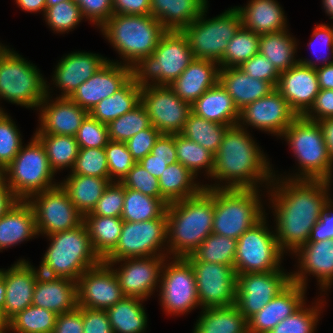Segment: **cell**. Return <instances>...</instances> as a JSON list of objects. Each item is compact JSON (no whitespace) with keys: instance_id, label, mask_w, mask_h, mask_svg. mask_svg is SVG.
<instances>
[{"instance_id":"6da1fadb","label":"cell","mask_w":333,"mask_h":333,"mask_svg":"<svg viewBox=\"0 0 333 333\" xmlns=\"http://www.w3.org/2000/svg\"><path fill=\"white\" fill-rule=\"evenodd\" d=\"M275 178L272 180L273 199L270 198L275 209V235L282 252L288 249L295 253L308 242L312 228L319 221L324 205L330 199L327 194L331 182Z\"/></svg>"},{"instance_id":"7a4b0ae2","label":"cell","mask_w":333,"mask_h":333,"mask_svg":"<svg viewBox=\"0 0 333 333\" xmlns=\"http://www.w3.org/2000/svg\"><path fill=\"white\" fill-rule=\"evenodd\" d=\"M251 138L241 124L227 128L219 150L214 155L211 178L224 180L228 185H206L205 188L257 189L258 182L262 184L266 181V185H271L275 176L271 172L273 170L259 146Z\"/></svg>"},{"instance_id":"3957f363","label":"cell","mask_w":333,"mask_h":333,"mask_svg":"<svg viewBox=\"0 0 333 333\" xmlns=\"http://www.w3.org/2000/svg\"><path fill=\"white\" fill-rule=\"evenodd\" d=\"M167 243L173 258L190 256L212 233L214 189L204 188L195 196L166 207Z\"/></svg>"},{"instance_id":"277c9868","label":"cell","mask_w":333,"mask_h":333,"mask_svg":"<svg viewBox=\"0 0 333 333\" xmlns=\"http://www.w3.org/2000/svg\"><path fill=\"white\" fill-rule=\"evenodd\" d=\"M48 236L51 244L40 264L42 275L77 282L87 269L102 261L92 247L84 222L76 228Z\"/></svg>"},{"instance_id":"5b68a950","label":"cell","mask_w":333,"mask_h":333,"mask_svg":"<svg viewBox=\"0 0 333 333\" xmlns=\"http://www.w3.org/2000/svg\"><path fill=\"white\" fill-rule=\"evenodd\" d=\"M100 28L130 67L141 58L152 55L167 32L160 21L150 14L114 13Z\"/></svg>"},{"instance_id":"8992f818","label":"cell","mask_w":333,"mask_h":333,"mask_svg":"<svg viewBox=\"0 0 333 333\" xmlns=\"http://www.w3.org/2000/svg\"><path fill=\"white\" fill-rule=\"evenodd\" d=\"M193 53L182 31H167L152 55L141 58L132 66V77L142 88L169 86L193 61ZM152 80V82H149Z\"/></svg>"},{"instance_id":"52a82bcc","label":"cell","mask_w":333,"mask_h":333,"mask_svg":"<svg viewBox=\"0 0 333 333\" xmlns=\"http://www.w3.org/2000/svg\"><path fill=\"white\" fill-rule=\"evenodd\" d=\"M257 189L215 188L212 233L238 239L265 217Z\"/></svg>"},{"instance_id":"ba28073f","label":"cell","mask_w":333,"mask_h":333,"mask_svg":"<svg viewBox=\"0 0 333 333\" xmlns=\"http://www.w3.org/2000/svg\"><path fill=\"white\" fill-rule=\"evenodd\" d=\"M282 136L287 139L302 170L299 172L301 176L297 174L290 179L331 181L333 160L318 122L298 116Z\"/></svg>"},{"instance_id":"9c48e42d","label":"cell","mask_w":333,"mask_h":333,"mask_svg":"<svg viewBox=\"0 0 333 333\" xmlns=\"http://www.w3.org/2000/svg\"><path fill=\"white\" fill-rule=\"evenodd\" d=\"M0 175L18 200H28L34 194L59 185L52 182L55 172L49 165L45 147L35 135Z\"/></svg>"},{"instance_id":"30bf717a","label":"cell","mask_w":333,"mask_h":333,"mask_svg":"<svg viewBox=\"0 0 333 333\" xmlns=\"http://www.w3.org/2000/svg\"><path fill=\"white\" fill-rule=\"evenodd\" d=\"M38 70L18 53L6 49L0 54V98L38 108L46 97L47 85Z\"/></svg>"},{"instance_id":"8fae6325","label":"cell","mask_w":333,"mask_h":333,"mask_svg":"<svg viewBox=\"0 0 333 333\" xmlns=\"http://www.w3.org/2000/svg\"><path fill=\"white\" fill-rule=\"evenodd\" d=\"M206 8L190 25L182 30L194 59H209L220 63L228 42L242 26L235 7L212 19H204Z\"/></svg>"},{"instance_id":"7c38bea8","label":"cell","mask_w":333,"mask_h":333,"mask_svg":"<svg viewBox=\"0 0 333 333\" xmlns=\"http://www.w3.org/2000/svg\"><path fill=\"white\" fill-rule=\"evenodd\" d=\"M265 219L237 239L234 262L236 275L281 268L279 264L284 253L280 250L275 233L267 228Z\"/></svg>"},{"instance_id":"4fadbf2b","label":"cell","mask_w":333,"mask_h":333,"mask_svg":"<svg viewBox=\"0 0 333 333\" xmlns=\"http://www.w3.org/2000/svg\"><path fill=\"white\" fill-rule=\"evenodd\" d=\"M166 239V211L159 218L148 221H123L117 245L103 261H116L125 258L137 257L166 256V253H160V251H162L163 243L167 241Z\"/></svg>"},{"instance_id":"5bb4252c","label":"cell","mask_w":333,"mask_h":333,"mask_svg":"<svg viewBox=\"0 0 333 333\" xmlns=\"http://www.w3.org/2000/svg\"><path fill=\"white\" fill-rule=\"evenodd\" d=\"M27 201L34 211L38 235L70 230L83 222V216L60 184L32 195Z\"/></svg>"},{"instance_id":"9a60e30c","label":"cell","mask_w":333,"mask_h":333,"mask_svg":"<svg viewBox=\"0 0 333 333\" xmlns=\"http://www.w3.org/2000/svg\"><path fill=\"white\" fill-rule=\"evenodd\" d=\"M161 271L160 301L166 313L185 314L199 306L195 273L185 258H174Z\"/></svg>"},{"instance_id":"2e32d148","label":"cell","mask_w":333,"mask_h":333,"mask_svg":"<svg viewBox=\"0 0 333 333\" xmlns=\"http://www.w3.org/2000/svg\"><path fill=\"white\" fill-rule=\"evenodd\" d=\"M141 104L151 124L162 134H179L191 113V105L166 85L142 87Z\"/></svg>"},{"instance_id":"e0dca14e","label":"cell","mask_w":333,"mask_h":333,"mask_svg":"<svg viewBox=\"0 0 333 333\" xmlns=\"http://www.w3.org/2000/svg\"><path fill=\"white\" fill-rule=\"evenodd\" d=\"M282 269L237 275L236 307L249 320L292 281Z\"/></svg>"},{"instance_id":"ac0fdd59","label":"cell","mask_w":333,"mask_h":333,"mask_svg":"<svg viewBox=\"0 0 333 333\" xmlns=\"http://www.w3.org/2000/svg\"><path fill=\"white\" fill-rule=\"evenodd\" d=\"M188 262L195 273L197 295L202 309L227 307L236 303L237 275L234 267L213 262Z\"/></svg>"},{"instance_id":"d6986e66","label":"cell","mask_w":333,"mask_h":333,"mask_svg":"<svg viewBox=\"0 0 333 333\" xmlns=\"http://www.w3.org/2000/svg\"><path fill=\"white\" fill-rule=\"evenodd\" d=\"M124 297L112 267L103 260L77 280L78 307L106 310Z\"/></svg>"},{"instance_id":"ffe728a7","label":"cell","mask_w":333,"mask_h":333,"mask_svg":"<svg viewBox=\"0 0 333 333\" xmlns=\"http://www.w3.org/2000/svg\"><path fill=\"white\" fill-rule=\"evenodd\" d=\"M167 256L125 258L116 261H104L111 267L124 262L119 269H113L124 296L147 299L160 282L161 271ZM127 260V261H126Z\"/></svg>"},{"instance_id":"44dd1931","label":"cell","mask_w":333,"mask_h":333,"mask_svg":"<svg viewBox=\"0 0 333 333\" xmlns=\"http://www.w3.org/2000/svg\"><path fill=\"white\" fill-rule=\"evenodd\" d=\"M317 67L312 60L300 59L297 65L279 75L276 89L297 116H303L310 109L320 91Z\"/></svg>"},{"instance_id":"7402d4cb","label":"cell","mask_w":333,"mask_h":333,"mask_svg":"<svg viewBox=\"0 0 333 333\" xmlns=\"http://www.w3.org/2000/svg\"><path fill=\"white\" fill-rule=\"evenodd\" d=\"M297 117L287 100L277 89H274L269 95L243 107L239 111L237 124L246 123L281 137Z\"/></svg>"},{"instance_id":"603a6c76","label":"cell","mask_w":333,"mask_h":333,"mask_svg":"<svg viewBox=\"0 0 333 333\" xmlns=\"http://www.w3.org/2000/svg\"><path fill=\"white\" fill-rule=\"evenodd\" d=\"M132 77V67L108 60L69 97L90 112L100 101L112 96Z\"/></svg>"},{"instance_id":"cb8c5ba5","label":"cell","mask_w":333,"mask_h":333,"mask_svg":"<svg viewBox=\"0 0 333 333\" xmlns=\"http://www.w3.org/2000/svg\"><path fill=\"white\" fill-rule=\"evenodd\" d=\"M39 269L35 270L28 261L19 260L10 269L3 270L6 287L2 319L9 322L14 316L32 305V298Z\"/></svg>"},{"instance_id":"d4e9b609","label":"cell","mask_w":333,"mask_h":333,"mask_svg":"<svg viewBox=\"0 0 333 333\" xmlns=\"http://www.w3.org/2000/svg\"><path fill=\"white\" fill-rule=\"evenodd\" d=\"M49 86L46 85V97L40 103L41 127L35 134H57L73 136L77 134L83 120L89 114L69 97H57L49 103Z\"/></svg>"},{"instance_id":"484cf974","label":"cell","mask_w":333,"mask_h":333,"mask_svg":"<svg viewBox=\"0 0 333 333\" xmlns=\"http://www.w3.org/2000/svg\"><path fill=\"white\" fill-rule=\"evenodd\" d=\"M295 254L300 257V271L291 273L292 282L306 288L308 273L319 279L321 290L331 286L333 283V239L307 242Z\"/></svg>"},{"instance_id":"4316f807","label":"cell","mask_w":333,"mask_h":333,"mask_svg":"<svg viewBox=\"0 0 333 333\" xmlns=\"http://www.w3.org/2000/svg\"><path fill=\"white\" fill-rule=\"evenodd\" d=\"M305 290L301 285L291 282L248 320V333H268L279 322L293 315L305 304Z\"/></svg>"},{"instance_id":"83f0119b","label":"cell","mask_w":333,"mask_h":333,"mask_svg":"<svg viewBox=\"0 0 333 333\" xmlns=\"http://www.w3.org/2000/svg\"><path fill=\"white\" fill-rule=\"evenodd\" d=\"M98 54L74 52L63 57L54 71L53 81L63 92L61 97H70L74 91L87 81L106 62Z\"/></svg>"},{"instance_id":"f1b7e54d","label":"cell","mask_w":333,"mask_h":333,"mask_svg":"<svg viewBox=\"0 0 333 333\" xmlns=\"http://www.w3.org/2000/svg\"><path fill=\"white\" fill-rule=\"evenodd\" d=\"M32 305L57 315L74 310L77 305V282L58 277L38 275Z\"/></svg>"},{"instance_id":"f546056e","label":"cell","mask_w":333,"mask_h":333,"mask_svg":"<svg viewBox=\"0 0 333 333\" xmlns=\"http://www.w3.org/2000/svg\"><path fill=\"white\" fill-rule=\"evenodd\" d=\"M219 63L209 59H193L169 86L183 101L192 105L204 92L219 81Z\"/></svg>"},{"instance_id":"4dcf8cb0","label":"cell","mask_w":333,"mask_h":333,"mask_svg":"<svg viewBox=\"0 0 333 333\" xmlns=\"http://www.w3.org/2000/svg\"><path fill=\"white\" fill-rule=\"evenodd\" d=\"M218 82L231 96L239 111L276 89L271 83L253 78L238 67L220 68Z\"/></svg>"},{"instance_id":"1f68e13d","label":"cell","mask_w":333,"mask_h":333,"mask_svg":"<svg viewBox=\"0 0 333 333\" xmlns=\"http://www.w3.org/2000/svg\"><path fill=\"white\" fill-rule=\"evenodd\" d=\"M207 0H150V15L167 31H182L207 8Z\"/></svg>"},{"instance_id":"d6a6232c","label":"cell","mask_w":333,"mask_h":333,"mask_svg":"<svg viewBox=\"0 0 333 333\" xmlns=\"http://www.w3.org/2000/svg\"><path fill=\"white\" fill-rule=\"evenodd\" d=\"M38 235L35 215L27 200H18L0 218V251Z\"/></svg>"},{"instance_id":"836d02e7","label":"cell","mask_w":333,"mask_h":333,"mask_svg":"<svg viewBox=\"0 0 333 333\" xmlns=\"http://www.w3.org/2000/svg\"><path fill=\"white\" fill-rule=\"evenodd\" d=\"M242 27L262 35L287 30L286 18L275 0H251L246 7H235Z\"/></svg>"},{"instance_id":"e575fe53","label":"cell","mask_w":333,"mask_h":333,"mask_svg":"<svg viewBox=\"0 0 333 333\" xmlns=\"http://www.w3.org/2000/svg\"><path fill=\"white\" fill-rule=\"evenodd\" d=\"M191 112L208 121L227 126L236 125L239 120L238 108L219 82L191 105Z\"/></svg>"},{"instance_id":"d590c367","label":"cell","mask_w":333,"mask_h":333,"mask_svg":"<svg viewBox=\"0 0 333 333\" xmlns=\"http://www.w3.org/2000/svg\"><path fill=\"white\" fill-rule=\"evenodd\" d=\"M110 182L112 181L109 178L70 174L64 182L59 184L67 192L78 212L84 217L91 213Z\"/></svg>"},{"instance_id":"8d00e7d4","label":"cell","mask_w":333,"mask_h":333,"mask_svg":"<svg viewBox=\"0 0 333 333\" xmlns=\"http://www.w3.org/2000/svg\"><path fill=\"white\" fill-rule=\"evenodd\" d=\"M193 333H248V320L235 304L202 310Z\"/></svg>"},{"instance_id":"74e56055","label":"cell","mask_w":333,"mask_h":333,"mask_svg":"<svg viewBox=\"0 0 333 333\" xmlns=\"http://www.w3.org/2000/svg\"><path fill=\"white\" fill-rule=\"evenodd\" d=\"M141 103V87L131 77L112 96L100 101L89 114L99 122L108 124Z\"/></svg>"},{"instance_id":"f35d334b","label":"cell","mask_w":333,"mask_h":333,"mask_svg":"<svg viewBox=\"0 0 333 333\" xmlns=\"http://www.w3.org/2000/svg\"><path fill=\"white\" fill-rule=\"evenodd\" d=\"M195 176L180 162L168 165L158 178L162 197L173 203L197 195L205 186L195 183Z\"/></svg>"},{"instance_id":"ab89813d","label":"cell","mask_w":333,"mask_h":333,"mask_svg":"<svg viewBox=\"0 0 333 333\" xmlns=\"http://www.w3.org/2000/svg\"><path fill=\"white\" fill-rule=\"evenodd\" d=\"M83 222L87 227L95 253L101 260H104L117 245L123 219L121 217L85 215Z\"/></svg>"},{"instance_id":"60d3db41","label":"cell","mask_w":333,"mask_h":333,"mask_svg":"<svg viewBox=\"0 0 333 333\" xmlns=\"http://www.w3.org/2000/svg\"><path fill=\"white\" fill-rule=\"evenodd\" d=\"M142 301L137 297L124 296L105 310L113 333H144L147 316Z\"/></svg>"},{"instance_id":"b9f144b4","label":"cell","mask_w":333,"mask_h":333,"mask_svg":"<svg viewBox=\"0 0 333 333\" xmlns=\"http://www.w3.org/2000/svg\"><path fill=\"white\" fill-rule=\"evenodd\" d=\"M287 32L282 30L260 35L258 53L268 58L279 73L299 63V59L294 58L296 41Z\"/></svg>"},{"instance_id":"7bdbcfd3","label":"cell","mask_w":333,"mask_h":333,"mask_svg":"<svg viewBox=\"0 0 333 333\" xmlns=\"http://www.w3.org/2000/svg\"><path fill=\"white\" fill-rule=\"evenodd\" d=\"M228 127L224 124L208 121L191 112L179 134L198 143L215 155Z\"/></svg>"},{"instance_id":"ee69618b","label":"cell","mask_w":333,"mask_h":333,"mask_svg":"<svg viewBox=\"0 0 333 333\" xmlns=\"http://www.w3.org/2000/svg\"><path fill=\"white\" fill-rule=\"evenodd\" d=\"M46 149L49 165L56 171L65 167L73 169L79 145L73 136L57 134H34Z\"/></svg>"},{"instance_id":"f6af8a7d","label":"cell","mask_w":333,"mask_h":333,"mask_svg":"<svg viewBox=\"0 0 333 333\" xmlns=\"http://www.w3.org/2000/svg\"><path fill=\"white\" fill-rule=\"evenodd\" d=\"M237 240L227 236L211 233L190 255L187 261L220 263L234 267Z\"/></svg>"},{"instance_id":"bcb514c9","label":"cell","mask_w":333,"mask_h":333,"mask_svg":"<svg viewBox=\"0 0 333 333\" xmlns=\"http://www.w3.org/2000/svg\"><path fill=\"white\" fill-rule=\"evenodd\" d=\"M166 207L158 198L125 188L121 218L128 222L148 221L159 218L166 211Z\"/></svg>"},{"instance_id":"7dc6e473","label":"cell","mask_w":333,"mask_h":333,"mask_svg":"<svg viewBox=\"0 0 333 333\" xmlns=\"http://www.w3.org/2000/svg\"><path fill=\"white\" fill-rule=\"evenodd\" d=\"M260 35L252 30L240 27L228 46L219 63L220 68L239 67L243 62L249 60L259 51Z\"/></svg>"},{"instance_id":"c3c4849f","label":"cell","mask_w":333,"mask_h":333,"mask_svg":"<svg viewBox=\"0 0 333 333\" xmlns=\"http://www.w3.org/2000/svg\"><path fill=\"white\" fill-rule=\"evenodd\" d=\"M174 141L178 162L196 176L201 168H207L205 170L207 175L212 176L214 170L213 153L181 134H174Z\"/></svg>"},{"instance_id":"681fc988","label":"cell","mask_w":333,"mask_h":333,"mask_svg":"<svg viewBox=\"0 0 333 333\" xmlns=\"http://www.w3.org/2000/svg\"><path fill=\"white\" fill-rule=\"evenodd\" d=\"M57 316L53 311L30 305L14 316L9 325L14 333H52Z\"/></svg>"},{"instance_id":"f907efd6","label":"cell","mask_w":333,"mask_h":333,"mask_svg":"<svg viewBox=\"0 0 333 333\" xmlns=\"http://www.w3.org/2000/svg\"><path fill=\"white\" fill-rule=\"evenodd\" d=\"M151 126L150 118L141 103L107 124L109 139L125 143L135 134Z\"/></svg>"},{"instance_id":"816d5d0a","label":"cell","mask_w":333,"mask_h":333,"mask_svg":"<svg viewBox=\"0 0 333 333\" xmlns=\"http://www.w3.org/2000/svg\"><path fill=\"white\" fill-rule=\"evenodd\" d=\"M71 174L109 178L105 148L79 149Z\"/></svg>"},{"instance_id":"f5cc1de1","label":"cell","mask_w":333,"mask_h":333,"mask_svg":"<svg viewBox=\"0 0 333 333\" xmlns=\"http://www.w3.org/2000/svg\"><path fill=\"white\" fill-rule=\"evenodd\" d=\"M44 15L47 24L58 33L74 29L83 19L80 7L74 0L47 6Z\"/></svg>"},{"instance_id":"db71d44e","label":"cell","mask_w":333,"mask_h":333,"mask_svg":"<svg viewBox=\"0 0 333 333\" xmlns=\"http://www.w3.org/2000/svg\"><path fill=\"white\" fill-rule=\"evenodd\" d=\"M17 126L4 111L0 114V173L13 161L22 147Z\"/></svg>"},{"instance_id":"11a10c76","label":"cell","mask_w":333,"mask_h":333,"mask_svg":"<svg viewBox=\"0 0 333 333\" xmlns=\"http://www.w3.org/2000/svg\"><path fill=\"white\" fill-rule=\"evenodd\" d=\"M305 304L293 315L279 322L268 333H314L318 322L319 310L322 307H304Z\"/></svg>"},{"instance_id":"9f6ffc18","label":"cell","mask_w":333,"mask_h":333,"mask_svg":"<svg viewBox=\"0 0 333 333\" xmlns=\"http://www.w3.org/2000/svg\"><path fill=\"white\" fill-rule=\"evenodd\" d=\"M120 183L125 188L140 191L144 195L160 199L166 206L169 204L161 195L158 178L151 175L140 163L134 166L123 177Z\"/></svg>"},{"instance_id":"6f0895ef","label":"cell","mask_w":333,"mask_h":333,"mask_svg":"<svg viewBox=\"0 0 333 333\" xmlns=\"http://www.w3.org/2000/svg\"><path fill=\"white\" fill-rule=\"evenodd\" d=\"M106 151L109 179L120 182L136 163L125 142L109 141L104 147ZM115 176V177H114Z\"/></svg>"},{"instance_id":"680465c9","label":"cell","mask_w":333,"mask_h":333,"mask_svg":"<svg viewBox=\"0 0 333 333\" xmlns=\"http://www.w3.org/2000/svg\"><path fill=\"white\" fill-rule=\"evenodd\" d=\"M75 139L80 149L104 148L110 141L107 124L99 122L88 114L78 129Z\"/></svg>"},{"instance_id":"91938a15","label":"cell","mask_w":333,"mask_h":333,"mask_svg":"<svg viewBox=\"0 0 333 333\" xmlns=\"http://www.w3.org/2000/svg\"><path fill=\"white\" fill-rule=\"evenodd\" d=\"M124 197L125 187L120 182L112 181L104 190L91 213L86 215L121 217Z\"/></svg>"},{"instance_id":"94428289","label":"cell","mask_w":333,"mask_h":333,"mask_svg":"<svg viewBox=\"0 0 333 333\" xmlns=\"http://www.w3.org/2000/svg\"><path fill=\"white\" fill-rule=\"evenodd\" d=\"M238 68L253 78L271 83L275 88L278 84L280 73L268 58L259 53L243 62Z\"/></svg>"},{"instance_id":"6125c7cd","label":"cell","mask_w":333,"mask_h":333,"mask_svg":"<svg viewBox=\"0 0 333 333\" xmlns=\"http://www.w3.org/2000/svg\"><path fill=\"white\" fill-rule=\"evenodd\" d=\"M162 133L153 125L135 134L127 142V148L131 153L135 162H139L146 155L151 153V150Z\"/></svg>"},{"instance_id":"be15d7a7","label":"cell","mask_w":333,"mask_h":333,"mask_svg":"<svg viewBox=\"0 0 333 333\" xmlns=\"http://www.w3.org/2000/svg\"><path fill=\"white\" fill-rule=\"evenodd\" d=\"M82 16L101 27L113 14V0H74Z\"/></svg>"},{"instance_id":"e7e4bbea","label":"cell","mask_w":333,"mask_h":333,"mask_svg":"<svg viewBox=\"0 0 333 333\" xmlns=\"http://www.w3.org/2000/svg\"><path fill=\"white\" fill-rule=\"evenodd\" d=\"M314 113H316V115H314ZM303 117L314 122L333 118V89H320L313 105Z\"/></svg>"},{"instance_id":"03108f58","label":"cell","mask_w":333,"mask_h":333,"mask_svg":"<svg viewBox=\"0 0 333 333\" xmlns=\"http://www.w3.org/2000/svg\"><path fill=\"white\" fill-rule=\"evenodd\" d=\"M83 333H113L106 311L83 308Z\"/></svg>"},{"instance_id":"003e7915","label":"cell","mask_w":333,"mask_h":333,"mask_svg":"<svg viewBox=\"0 0 333 333\" xmlns=\"http://www.w3.org/2000/svg\"><path fill=\"white\" fill-rule=\"evenodd\" d=\"M331 199L324 205V210L320 215L319 221L312 228L308 242L333 239V207Z\"/></svg>"},{"instance_id":"a7ac6f4b","label":"cell","mask_w":333,"mask_h":333,"mask_svg":"<svg viewBox=\"0 0 333 333\" xmlns=\"http://www.w3.org/2000/svg\"><path fill=\"white\" fill-rule=\"evenodd\" d=\"M52 333H83V307L58 315Z\"/></svg>"},{"instance_id":"89a4df30","label":"cell","mask_w":333,"mask_h":333,"mask_svg":"<svg viewBox=\"0 0 333 333\" xmlns=\"http://www.w3.org/2000/svg\"><path fill=\"white\" fill-rule=\"evenodd\" d=\"M312 40L310 41V43L308 45H310V47H315L316 46V42H320L321 45L324 46L325 49H327L326 51H328V49H331L330 53L333 55V27H329L328 25L326 24H320V25H317L313 31V34H312ZM316 40V42H315ZM323 48V49H324ZM321 49V50H323ZM312 53L315 55V52L312 50ZM322 55H320L321 57ZM316 58V61H319V59L321 58ZM329 55L328 57L324 56L322 57V66H325L327 64H331L333 63V60L330 61L329 60ZM329 60V61H328ZM328 61V62H327Z\"/></svg>"},{"instance_id":"2644e50d","label":"cell","mask_w":333,"mask_h":333,"mask_svg":"<svg viewBox=\"0 0 333 333\" xmlns=\"http://www.w3.org/2000/svg\"><path fill=\"white\" fill-rule=\"evenodd\" d=\"M114 13L148 15L150 0H113Z\"/></svg>"},{"instance_id":"8c879c8a","label":"cell","mask_w":333,"mask_h":333,"mask_svg":"<svg viewBox=\"0 0 333 333\" xmlns=\"http://www.w3.org/2000/svg\"><path fill=\"white\" fill-rule=\"evenodd\" d=\"M151 154L161 159H177L174 134H161L156 140Z\"/></svg>"},{"instance_id":"753ad0ef","label":"cell","mask_w":333,"mask_h":333,"mask_svg":"<svg viewBox=\"0 0 333 333\" xmlns=\"http://www.w3.org/2000/svg\"><path fill=\"white\" fill-rule=\"evenodd\" d=\"M177 159H161L154 157L151 153L142 158L140 163L151 175L159 178L164 172L165 168L170 165L177 163Z\"/></svg>"},{"instance_id":"34e18365","label":"cell","mask_w":333,"mask_h":333,"mask_svg":"<svg viewBox=\"0 0 333 333\" xmlns=\"http://www.w3.org/2000/svg\"><path fill=\"white\" fill-rule=\"evenodd\" d=\"M18 201L5 179L0 175V218Z\"/></svg>"},{"instance_id":"11e5206c","label":"cell","mask_w":333,"mask_h":333,"mask_svg":"<svg viewBox=\"0 0 333 333\" xmlns=\"http://www.w3.org/2000/svg\"><path fill=\"white\" fill-rule=\"evenodd\" d=\"M320 89H333V63L316 68Z\"/></svg>"},{"instance_id":"2a66077c","label":"cell","mask_w":333,"mask_h":333,"mask_svg":"<svg viewBox=\"0 0 333 333\" xmlns=\"http://www.w3.org/2000/svg\"><path fill=\"white\" fill-rule=\"evenodd\" d=\"M318 123L323 130L324 140L327 145L329 155L333 160V118L324 119Z\"/></svg>"},{"instance_id":"b9fcfbb0","label":"cell","mask_w":333,"mask_h":333,"mask_svg":"<svg viewBox=\"0 0 333 333\" xmlns=\"http://www.w3.org/2000/svg\"><path fill=\"white\" fill-rule=\"evenodd\" d=\"M16 3L27 12L43 11L45 13L47 8L46 0H16Z\"/></svg>"},{"instance_id":"09005b40","label":"cell","mask_w":333,"mask_h":333,"mask_svg":"<svg viewBox=\"0 0 333 333\" xmlns=\"http://www.w3.org/2000/svg\"><path fill=\"white\" fill-rule=\"evenodd\" d=\"M5 293H6V287L3 278V270L0 269V319H2L1 311L3 310L5 304Z\"/></svg>"},{"instance_id":"979ff035","label":"cell","mask_w":333,"mask_h":333,"mask_svg":"<svg viewBox=\"0 0 333 333\" xmlns=\"http://www.w3.org/2000/svg\"><path fill=\"white\" fill-rule=\"evenodd\" d=\"M323 1V7L326 9V13L331 16L330 19H333V0H322Z\"/></svg>"},{"instance_id":"deb4b68c","label":"cell","mask_w":333,"mask_h":333,"mask_svg":"<svg viewBox=\"0 0 333 333\" xmlns=\"http://www.w3.org/2000/svg\"><path fill=\"white\" fill-rule=\"evenodd\" d=\"M7 330H11L9 322L0 319V333H6Z\"/></svg>"},{"instance_id":"67dfc351","label":"cell","mask_w":333,"mask_h":333,"mask_svg":"<svg viewBox=\"0 0 333 333\" xmlns=\"http://www.w3.org/2000/svg\"><path fill=\"white\" fill-rule=\"evenodd\" d=\"M47 1V6H54L58 3H63L69 0H46Z\"/></svg>"},{"instance_id":"b62a3aed","label":"cell","mask_w":333,"mask_h":333,"mask_svg":"<svg viewBox=\"0 0 333 333\" xmlns=\"http://www.w3.org/2000/svg\"><path fill=\"white\" fill-rule=\"evenodd\" d=\"M6 49H7L6 46L4 47V45L2 46V45L0 44V52H4Z\"/></svg>"}]
</instances>
